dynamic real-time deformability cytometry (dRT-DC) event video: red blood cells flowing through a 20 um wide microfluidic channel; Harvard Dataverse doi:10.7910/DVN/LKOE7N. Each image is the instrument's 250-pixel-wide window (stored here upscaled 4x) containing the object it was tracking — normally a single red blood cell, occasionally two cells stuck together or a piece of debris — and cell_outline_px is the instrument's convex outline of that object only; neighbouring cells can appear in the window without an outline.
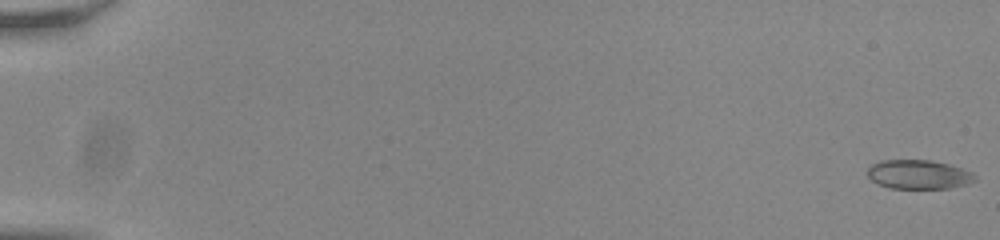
{"species": "common noctule bat (a hibernating species)", "species_latin": "Nyctalus noctula", "temperature_condition": "room temperature", "stored_images_in_passage": 44, "camera_frame_rate_fps": 3000, "um_per_image_px": 0.085, "animal": {"sex": "male", "body_mass_g": 20.0, "forearm_length_mm": 53.3}, "frame": {"image": 1, "passage_image": 1, "time_ms": 0.0, "image_size_px": [1000, 240], "cell_outline_px": [[976, 180], [968, 184], [948, 188], [892, 188], [880, 184], [872, 180], [868, 176], [868, 168], [872, 164], [880, 160], [928, 160], [948, 164], [972, 172], [976, 176]], "centroid_in_image_um": [78.09, 14.82], "position_along_channel_um": 6.9, "area_um2": 18.03}}
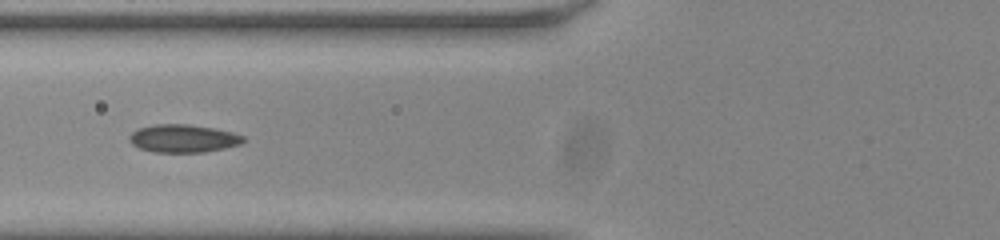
{"frame": {"image": 2, "passage_image": 24, "time_ms": 7.667, "image_size_px": [1000, 240], "cell_outline_px": [[248, 140], [240, 144], [224, 148], [204, 152], [152, 152], [140, 148], [132, 144], [128, 140], [128, 136], [132, 132], [140, 128], [156, 124], [188, 124], [216, 128], [232, 132], [244, 136]], "centroid_in_image_um": [15.59, 11.76], "position_along_channel_um": 110.2, "area_um2": 18.67}}
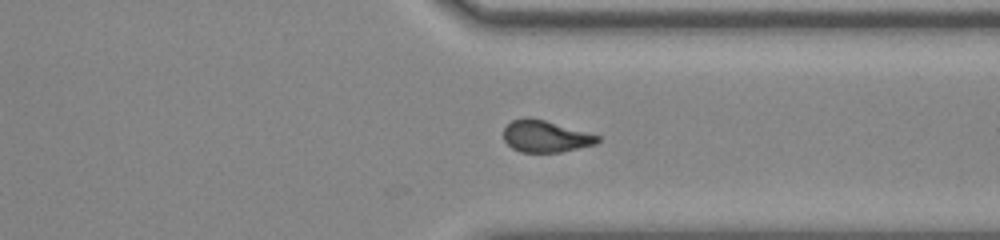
{"frame": {"image": 3, "passage_image": 44, "time_ms": 14.333, "image_size_px": [1000, 240], "cell_outline_px": [[600, 140], [596, 144], [560, 152], [520, 152], [512, 148], [504, 140], [504, 128], [512, 120], [544, 120], [600, 136]], "centroid_in_image_um": [46.38, 11.63], "position_along_channel_um": 365.0, "area_um2": 16.82}}